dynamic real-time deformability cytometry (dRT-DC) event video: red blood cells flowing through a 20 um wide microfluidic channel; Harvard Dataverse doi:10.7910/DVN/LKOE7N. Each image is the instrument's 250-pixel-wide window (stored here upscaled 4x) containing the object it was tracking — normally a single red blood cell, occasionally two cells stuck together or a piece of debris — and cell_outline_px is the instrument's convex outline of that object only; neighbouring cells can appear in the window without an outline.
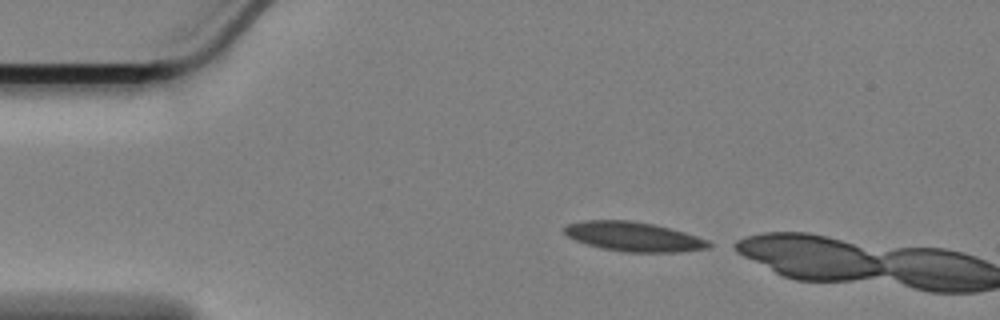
{"species": "Egyptian fruit bat (a non-hibernating species)", "species_latin": "Rousettus aegyptiacus", "temperature_condition": "cold", "stored_images_in_passage": 3, "camera_frame_rate_fps": 3000, "um_per_image_px": 0.085, "animal": {"sex": "female"}, "frame": {"image": 1, "passage_image": 1, "time_ms": 0.0, "image_size_px": [1000, 320], "cell_outline_px": [[716, 244], [708, 248], [680, 252], [624, 252], [600, 248], [576, 240], [568, 236], [564, 232], [564, 228], [568, 224], [584, 220], [632, 220], [652, 224], [684, 232], [708, 240]], "centroid_in_image_um": [53.89, 20.12], "position_along_channel_um": 31.1, "area_um2": 24.74}}